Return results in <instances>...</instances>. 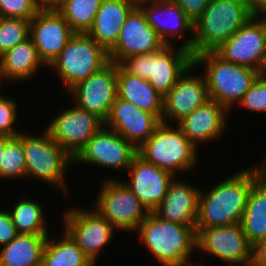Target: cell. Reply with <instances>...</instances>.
Here are the masks:
<instances>
[{
	"label": "cell",
	"instance_id": "30bf717a",
	"mask_svg": "<svg viewBox=\"0 0 266 266\" xmlns=\"http://www.w3.org/2000/svg\"><path fill=\"white\" fill-rule=\"evenodd\" d=\"M214 52L226 62L260 73L266 58V16L254 14Z\"/></svg>",
	"mask_w": 266,
	"mask_h": 266
},
{
	"label": "cell",
	"instance_id": "cb8c5ba5",
	"mask_svg": "<svg viewBox=\"0 0 266 266\" xmlns=\"http://www.w3.org/2000/svg\"><path fill=\"white\" fill-rule=\"evenodd\" d=\"M136 6L133 0H103L87 34L109 52L116 45L125 20Z\"/></svg>",
	"mask_w": 266,
	"mask_h": 266
},
{
	"label": "cell",
	"instance_id": "44dd1931",
	"mask_svg": "<svg viewBox=\"0 0 266 266\" xmlns=\"http://www.w3.org/2000/svg\"><path fill=\"white\" fill-rule=\"evenodd\" d=\"M200 189L174 178L153 213L160 219L195 228Z\"/></svg>",
	"mask_w": 266,
	"mask_h": 266
},
{
	"label": "cell",
	"instance_id": "74e56055",
	"mask_svg": "<svg viewBox=\"0 0 266 266\" xmlns=\"http://www.w3.org/2000/svg\"><path fill=\"white\" fill-rule=\"evenodd\" d=\"M18 232L9 211H0V247L10 243Z\"/></svg>",
	"mask_w": 266,
	"mask_h": 266
},
{
	"label": "cell",
	"instance_id": "8fae6325",
	"mask_svg": "<svg viewBox=\"0 0 266 266\" xmlns=\"http://www.w3.org/2000/svg\"><path fill=\"white\" fill-rule=\"evenodd\" d=\"M64 231L93 264L116 229L96 210L68 208L64 213Z\"/></svg>",
	"mask_w": 266,
	"mask_h": 266
},
{
	"label": "cell",
	"instance_id": "8992f818",
	"mask_svg": "<svg viewBox=\"0 0 266 266\" xmlns=\"http://www.w3.org/2000/svg\"><path fill=\"white\" fill-rule=\"evenodd\" d=\"M168 124L161 122L148 140L137 149V155L175 176L177 171L193 169L198 149L178 126L171 127Z\"/></svg>",
	"mask_w": 266,
	"mask_h": 266
},
{
	"label": "cell",
	"instance_id": "f6af8a7d",
	"mask_svg": "<svg viewBox=\"0 0 266 266\" xmlns=\"http://www.w3.org/2000/svg\"><path fill=\"white\" fill-rule=\"evenodd\" d=\"M137 5L146 3V2H156V1H162V0H133Z\"/></svg>",
	"mask_w": 266,
	"mask_h": 266
},
{
	"label": "cell",
	"instance_id": "e575fe53",
	"mask_svg": "<svg viewBox=\"0 0 266 266\" xmlns=\"http://www.w3.org/2000/svg\"><path fill=\"white\" fill-rule=\"evenodd\" d=\"M16 103L4 95L0 98V136L17 137L21 133L14 128L18 116Z\"/></svg>",
	"mask_w": 266,
	"mask_h": 266
},
{
	"label": "cell",
	"instance_id": "f1b7e54d",
	"mask_svg": "<svg viewBox=\"0 0 266 266\" xmlns=\"http://www.w3.org/2000/svg\"><path fill=\"white\" fill-rule=\"evenodd\" d=\"M62 233L58 241L48 235L41 266H96L64 230Z\"/></svg>",
	"mask_w": 266,
	"mask_h": 266
},
{
	"label": "cell",
	"instance_id": "52a82bcc",
	"mask_svg": "<svg viewBox=\"0 0 266 266\" xmlns=\"http://www.w3.org/2000/svg\"><path fill=\"white\" fill-rule=\"evenodd\" d=\"M22 145L26 162V177L32 176L54 185L68 195L65 174L73 165V158L62 149L45 130L42 135L22 132ZM66 171V172H65Z\"/></svg>",
	"mask_w": 266,
	"mask_h": 266
},
{
	"label": "cell",
	"instance_id": "ab89813d",
	"mask_svg": "<svg viewBox=\"0 0 266 266\" xmlns=\"http://www.w3.org/2000/svg\"><path fill=\"white\" fill-rule=\"evenodd\" d=\"M252 7L254 14L266 16V0H253Z\"/></svg>",
	"mask_w": 266,
	"mask_h": 266
},
{
	"label": "cell",
	"instance_id": "3957f363",
	"mask_svg": "<svg viewBox=\"0 0 266 266\" xmlns=\"http://www.w3.org/2000/svg\"><path fill=\"white\" fill-rule=\"evenodd\" d=\"M138 240L163 266H189L196 249L197 234L192 226L158 218L153 212L137 228Z\"/></svg>",
	"mask_w": 266,
	"mask_h": 266
},
{
	"label": "cell",
	"instance_id": "2e32d148",
	"mask_svg": "<svg viewBox=\"0 0 266 266\" xmlns=\"http://www.w3.org/2000/svg\"><path fill=\"white\" fill-rule=\"evenodd\" d=\"M75 34L53 6L41 7L30 20L29 37L46 67L58 57Z\"/></svg>",
	"mask_w": 266,
	"mask_h": 266
},
{
	"label": "cell",
	"instance_id": "83f0119b",
	"mask_svg": "<svg viewBox=\"0 0 266 266\" xmlns=\"http://www.w3.org/2000/svg\"><path fill=\"white\" fill-rule=\"evenodd\" d=\"M48 235L18 234L0 251V266H41Z\"/></svg>",
	"mask_w": 266,
	"mask_h": 266
},
{
	"label": "cell",
	"instance_id": "f35d334b",
	"mask_svg": "<svg viewBox=\"0 0 266 266\" xmlns=\"http://www.w3.org/2000/svg\"><path fill=\"white\" fill-rule=\"evenodd\" d=\"M252 260L260 266H266V240L253 246Z\"/></svg>",
	"mask_w": 266,
	"mask_h": 266
},
{
	"label": "cell",
	"instance_id": "8d00e7d4",
	"mask_svg": "<svg viewBox=\"0 0 266 266\" xmlns=\"http://www.w3.org/2000/svg\"><path fill=\"white\" fill-rule=\"evenodd\" d=\"M194 23L207 8L211 0H173Z\"/></svg>",
	"mask_w": 266,
	"mask_h": 266
},
{
	"label": "cell",
	"instance_id": "60d3db41",
	"mask_svg": "<svg viewBox=\"0 0 266 266\" xmlns=\"http://www.w3.org/2000/svg\"><path fill=\"white\" fill-rule=\"evenodd\" d=\"M12 137L0 136V166L3 159V153L5 149V144L11 139Z\"/></svg>",
	"mask_w": 266,
	"mask_h": 266
},
{
	"label": "cell",
	"instance_id": "484cf974",
	"mask_svg": "<svg viewBox=\"0 0 266 266\" xmlns=\"http://www.w3.org/2000/svg\"><path fill=\"white\" fill-rule=\"evenodd\" d=\"M46 66L40 59L36 46L29 37L0 56V83L31 79L40 67ZM11 80V81H10Z\"/></svg>",
	"mask_w": 266,
	"mask_h": 266
},
{
	"label": "cell",
	"instance_id": "f546056e",
	"mask_svg": "<svg viewBox=\"0 0 266 266\" xmlns=\"http://www.w3.org/2000/svg\"><path fill=\"white\" fill-rule=\"evenodd\" d=\"M103 0H58L53 7L75 33H87Z\"/></svg>",
	"mask_w": 266,
	"mask_h": 266
},
{
	"label": "cell",
	"instance_id": "7402d4cb",
	"mask_svg": "<svg viewBox=\"0 0 266 266\" xmlns=\"http://www.w3.org/2000/svg\"><path fill=\"white\" fill-rule=\"evenodd\" d=\"M227 109L209 99L191 114L179 121L176 126L198 149L200 143L214 141L224 133Z\"/></svg>",
	"mask_w": 266,
	"mask_h": 266
},
{
	"label": "cell",
	"instance_id": "6da1fadb",
	"mask_svg": "<svg viewBox=\"0 0 266 266\" xmlns=\"http://www.w3.org/2000/svg\"><path fill=\"white\" fill-rule=\"evenodd\" d=\"M241 170L205 193L200 190L195 229L241 223L249 192L265 173L262 163Z\"/></svg>",
	"mask_w": 266,
	"mask_h": 266
},
{
	"label": "cell",
	"instance_id": "ee69618b",
	"mask_svg": "<svg viewBox=\"0 0 266 266\" xmlns=\"http://www.w3.org/2000/svg\"><path fill=\"white\" fill-rule=\"evenodd\" d=\"M240 266H260L252 259L250 261H247L246 263L241 264Z\"/></svg>",
	"mask_w": 266,
	"mask_h": 266
},
{
	"label": "cell",
	"instance_id": "b9f144b4",
	"mask_svg": "<svg viewBox=\"0 0 266 266\" xmlns=\"http://www.w3.org/2000/svg\"><path fill=\"white\" fill-rule=\"evenodd\" d=\"M41 7L53 6L58 0H36Z\"/></svg>",
	"mask_w": 266,
	"mask_h": 266
},
{
	"label": "cell",
	"instance_id": "5b68a950",
	"mask_svg": "<svg viewBox=\"0 0 266 266\" xmlns=\"http://www.w3.org/2000/svg\"><path fill=\"white\" fill-rule=\"evenodd\" d=\"M207 65L203 72L209 99L216 101L230 112L235 102L241 101L243 95L260 73L249 67L224 61L215 52H203L193 56L195 67Z\"/></svg>",
	"mask_w": 266,
	"mask_h": 266
},
{
	"label": "cell",
	"instance_id": "7bdbcfd3",
	"mask_svg": "<svg viewBox=\"0 0 266 266\" xmlns=\"http://www.w3.org/2000/svg\"><path fill=\"white\" fill-rule=\"evenodd\" d=\"M260 76H262L263 78H266V58H265L263 67H262V69L260 71Z\"/></svg>",
	"mask_w": 266,
	"mask_h": 266
},
{
	"label": "cell",
	"instance_id": "ffe728a7",
	"mask_svg": "<svg viewBox=\"0 0 266 266\" xmlns=\"http://www.w3.org/2000/svg\"><path fill=\"white\" fill-rule=\"evenodd\" d=\"M131 181L123 183L140 200L149 212H153L165 196L169 184L176 176L144 161L136 155L128 168Z\"/></svg>",
	"mask_w": 266,
	"mask_h": 266
},
{
	"label": "cell",
	"instance_id": "9a60e30c",
	"mask_svg": "<svg viewBox=\"0 0 266 266\" xmlns=\"http://www.w3.org/2000/svg\"><path fill=\"white\" fill-rule=\"evenodd\" d=\"M75 104L105 121L117 98V64L109 62L98 72L72 87Z\"/></svg>",
	"mask_w": 266,
	"mask_h": 266
},
{
	"label": "cell",
	"instance_id": "7c38bea8",
	"mask_svg": "<svg viewBox=\"0 0 266 266\" xmlns=\"http://www.w3.org/2000/svg\"><path fill=\"white\" fill-rule=\"evenodd\" d=\"M103 126L101 118L74 104V107L62 110L45 130L74 158Z\"/></svg>",
	"mask_w": 266,
	"mask_h": 266
},
{
	"label": "cell",
	"instance_id": "7dc6e473",
	"mask_svg": "<svg viewBox=\"0 0 266 266\" xmlns=\"http://www.w3.org/2000/svg\"><path fill=\"white\" fill-rule=\"evenodd\" d=\"M194 266H204V265L201 263V264H199V265H197V264L195 265V264H194Z\"/></svg>",
	"mask_w": 266,
	"mask_h": 266
},
{
	"label": "cell",
	"instance_id": "1f68e13d",
	"mask_svg": "<svg viewBox=\"0 0 266 266\" xmlns=\"http://www.w3.org/2000/svg\"><path fill=\"white\" fill-rule=\"evenodd\" d=\"M26 177V162L22 145V131L6 144L0 166L1 179H20Z\"/></svg>",
	"mask_w": 266,
	"mask_h": 266
},
{
	"label": "cell",
	"instance_id": "d6986e66",
	"mask_svg": "<svg viewBox=\"0 0 266 266\" xmlns=\"http://www.w3.org/2000/svg\"><path fill=\"white\" fill-rule=\"evenodd\" d=\"M196 67L192 65L178 79L177 83L163 97V116L161 122L174 124L191 114L209 100L204 76L189 75Z\"/></svg>",
	"mask_w": 266,
	"mask_h": 266
},
{
	"label": "cell",
	"instance_id": "277c9868",
	"mask_svg": "<svg viewBox=\"0 0 266 266\" xmlns=\"http://www.w3.org/2000/svg\"><path fill=\"white\" fill-rule=\"evenodd\" d=\"M176 50L173 45H165L154 53L126 57L118 65L128 74L148 80L164 97L193 65L189 50L181 46Z\"/></svg>",
	"mask_w": 266,
	"mask_h": 266
},
{
	"label": "cell",
	"instance_id": "836d02e7",
	"mask_svg": "<svg viewBox=\"0 0 266 266\" xmlns=\"http://www.w3.org/2000/svg\"><path fill=\"white\" fill-rule=\"evenodd\" d=\"M40 8L36 0H0V17L31 20Z\"/></svg>",
	"mask_w": 266,
	"mask_h": 266
},
{
	"label": "cell",
	"instance_id": "4fadbf2b",
	"mask_svg": "<svg viewBox=\"0 0 266 266\" xmlns=\"http://www.w3.org/2000/svg\"><path fill=\"white\" fill-rule=\"evenodd\" d=\"M196 249L213 255L230 266L252 259L253 246L248 242L241 223L195 229Z\"/></svg>",
	"mask_w": 266,
	"mask_h": 266
},
{
	"label": "cell",
	"instance_id": "e0dca14e",
	"mask_svg": "<svg viewBox=\"0 0 266 266\" xmlns=\"http://www.w3.org/2000/svg\"><path fill=\"white\" fill-rule=\"evenodd\" d=\"M164 46L157 32L147 23L144 12L137 5L125 20L116 45L108 52L109 60L119 64L126 57L154 53Z\"/></svg>",
	"mask_w": 266,
	"mask_h": 266
},
{
	"label": "cell",
	"instance_id": "ac0fdd59",
	"mask_svg": "<svg viewBox=\"0 0 266 266\" xmlns=\"http://www.w3.org/2000/svg\"><path fill=\"white\" fill-rule=\"evenodd\" d=\"M160 123L154 114L139 109L133 103L116 98L104 121V126L121 135L138 149Z\"/></svg>",
	"mask_w": 266,
	"mask_h": 266
},
{
	"label": "cell",
	"instance_id": "603a6c76",
	"mask_svg": "<svg viewBox=\"0 0 266 266\" xmlns=\"http://www.w3.org/2000/svg\"><path fill=\"white\" fill-rule=\"evenodd\" d=\"M138 6L144 12L147 23L167 46L173 45V40H170L173 37L179 40L187 32H193V22L173 0L146 2Z\"/></svg>",
	"mask_w": 266,
	"mask_h": 266
},
{
	"label": "cell",
	"instance_id": "d590c367",
	"mask_svg": "<svg viewBox=\"0 0 266 266\" xmlns=\"http://www.w3.org/2000/svg\"><path fill=\"white\" fill-rule=\"evenodd\" d=\"M239 103L251 111L266 112V78L259 75Z\"/></svg>",
	"mask_w": 266,
	"mask_h": 266
},
{
	"label": "cell",
	"instance_id": "5bb4252c",
	"mask_svg": "<svg viewBox=\"0 0 266 266\" xmlns=\"http://www.w3.org/2000/svg\"><path fill=\"white\" fill-rule=\"evenodd\" d=\"M137 149L121 135L103 126L73 158L75 164H91L128 170Z\"/></svg>",
	"mask_w": 266,
	"mask_h": 266
},
{
	"label": "cell",
	"instance_id": "7a4b0ae2",
	"mask_svg": "<svg viewBox=\"0 0 266 266\" xmlns=\"http://www.w3.org/2000/svg\"><path fill=\"white\" fill-rule=\"evenodd\" d=\"M253 15L250 0H211L193 23V36L187 37L180 46L192 56L214 52Z\"/></svg>",
	"mask_w": 266,
	"mask_h": 266
},
{
	"label": "cell",
	"instance_id": "d4e9b609",
	"mask_svg": "<svg viewBox=\"0 0 266 266\" xmlns=\"http://www.w3.org/2000/svg\"><path fill=\"white\" fill-rule=\"evenodd\" d=\"M117 98L133 103L139 109L163 116V96L146 79L125 72L117 64Z\"/></svg>",
	"mask_w": 266,
	"mask_h": 266
},
{
	"label": "cell",
	"instance_id": "d6a6232c",
	"mask_svg": "<svg viewBox=\"0 0 266 266\" xmlns=\"http://www.w3.org/2000/svg\"><path fill=\"white\" fill-rule=\"evenodd\" d=\"M30 20L0 17V56L29 38Z\"/></svg>",
	"mask_w": 266,
	"mask_h": 266
},
{
	"label": "cell",
	"instance_id": "4316f807",
	"mask_svg": "<svg viewBox=\"0 0 266 266\" xmlns=\"http://www.w3.org/2000/svg\"><path fill=\"white\" fill-rule=\"evenodd\" d=\"M241 226L252 246L266 240V173L253 184L249 192Z\"/></svg>",
	"mask_w": 266,
	"mask_h": 266
},
{
	"label": "cell",
	"instance_id": "bcb514c9",
	"mask_svg": "<svg viewBox=\"0 0 266 266\" xmlns=\"http://www.w3.org/2000/svg\"><path fill=\"white\" fill-rule=\"evenodd\" d=\"M265 159H266V158H265ZM261 163L263 164L264 171H265V173H266V160L262 161Z\"/></svg>",
	"mask_w": 266,
	"mask_h": 266
},
{
	"label": "cell",
	"instance_id": "9c48e42d",
	"mask_svg": "<svg viewBox=\"0 0 266 266\" xmlns=\"http://www.w3.org/2000/svg\"><path fill=\"white\" fill-rule=\"evenodd\" d=\"M95 202L96 210L116 229L137 231L141 222L150 214L140 200L123 183L107 178Z\"/></svg>",
	"mask_w": 266,
	"mask_h": 266
},
{
	"label": "cell",
	"instance_id": "4dcf8cb0",
	"mask_svg": "<svg viewBox=\"0 0 266 266\" xmlns=\"http://www.w3.org/2000/svg\"><path fill=\"white\" fill-rule=\"evenodd\" d=\"M43 207L36 200H19L9 212L18 234L48 235Z\"/></svg>",
	"mask_w": 266,
	"mask_h": 266
},
{
	"label": "cell",
	"instance_id": "ba28073f",
	"mask_svg": "<svg viewBox=\"0 0 266 266\" xmlns=\"http://www.w3.org/2000/svg\"><path fill=\"white\" fill-rule=\"evenodd\" d=\"M109 62V53L94 39L87 33H76L50 64V68L58 73L65 90L69 91Z\"/></svg>",
	"mask_w": 266,
	"mask_h": 266
}]
</instances>
